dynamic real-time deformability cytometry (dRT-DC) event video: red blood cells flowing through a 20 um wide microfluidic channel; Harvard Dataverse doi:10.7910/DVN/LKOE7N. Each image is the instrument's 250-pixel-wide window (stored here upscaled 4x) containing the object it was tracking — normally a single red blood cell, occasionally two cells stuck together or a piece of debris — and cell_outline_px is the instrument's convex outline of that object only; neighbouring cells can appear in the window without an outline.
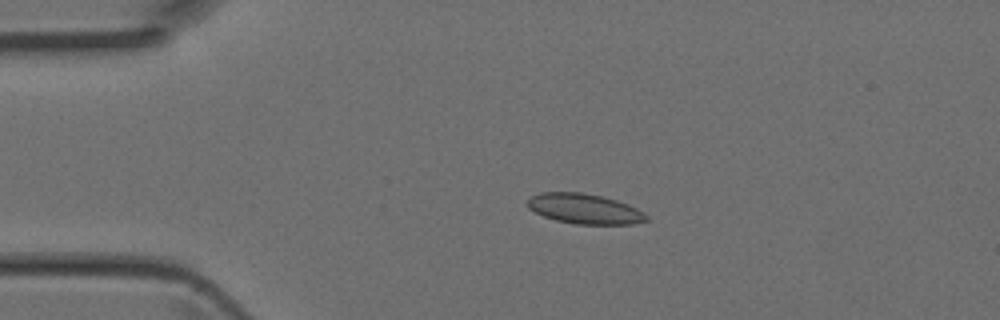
{"species": "Egyptian fruit bat (a non-hibernating species)", "species_latin": "Rousettus aegyptiacus", "temperature_condition": "room temperature", "stored_images_in_passage": 5, "camera_frame_rate_fps": 3000, "um_per_image_px": 0.085, "animal": {"sex": "female"}, "frame": {"image": 1, "passage_image": 3, "time_ms": 0.667, "image_size_px": [1000, 320], "cell_outline_px": [[648, 220], [632, 224], [576, 224], [556, 220], [544, 216], [528, 208], [528, 200], [532, 196], [540, 192], [580, 192], [604, 196], [628, 204], [644, 212], [648, 216]], "centroid_in_image_um": [49.71, 17.74], "position_along_channel_um": 35.3, "area_um2": 20.81}}
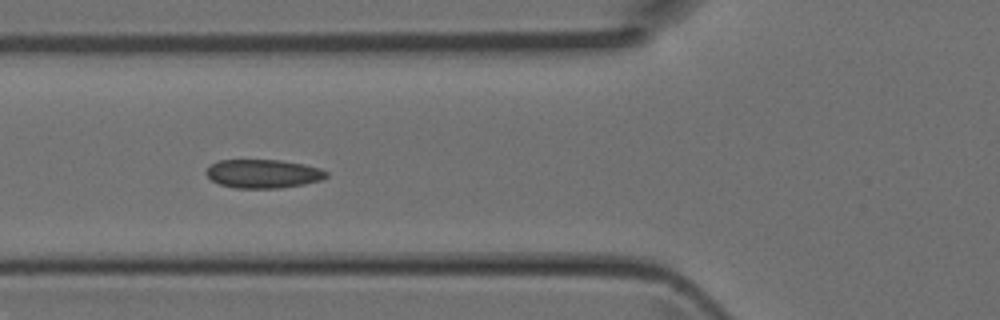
{"frame": {"image": 2, "passage_image": 5, "time_ms": 1.333, "image_size_px": [1000, 320], "cell_outline_px": [[328, 176], [320, 180], [304, 184], [280, 188], [236, 188], [220, 184], [212, 180], [204, 172], [212, 164], [220, 160], [280, 160], [304, 164], [320, 168], [328, 172]], "centroid_in_image_um": [22.39, 14.76], "position_along_channel_um": 103.4, "area_um2": 20.0}}